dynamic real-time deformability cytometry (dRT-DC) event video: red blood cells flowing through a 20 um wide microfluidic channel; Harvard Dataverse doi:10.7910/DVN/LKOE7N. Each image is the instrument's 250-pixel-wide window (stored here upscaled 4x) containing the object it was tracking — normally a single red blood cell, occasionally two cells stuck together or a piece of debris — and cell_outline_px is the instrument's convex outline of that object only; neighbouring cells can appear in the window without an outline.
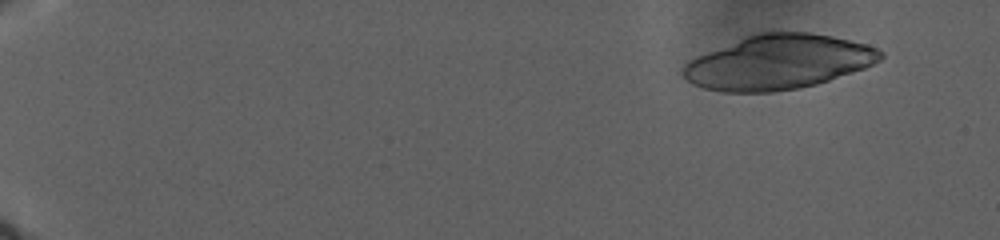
{"species": "human", "species_latin": "Homo sapiens", "temperature_condition": "warm", "stored_images_in_passage": 28, "camera_frame_rate_fps": 3000, "um_per_image_px": 0.085, "donor": {"sex": "male"}, "frame": {"image": 1, "passage_image": 1, "time_ms": 0.0, "image_size_px": [1000, 240], "cell_outline_px": [[884, 56], [880, 60], [864, 68], [816, 84], [800, 88], [772, 92], [724, 92], [704, 88], [692, 84], [680, 72], [684, 64], [688, 60], [696, 56], [748, 36], [760, 32], [812, 32], [832, 36], [868, 44], [884, 52]], "centroid_in_image_um": [66.15, 5.28], "position_along_channel_um": 18.8, "area_um2": 62.48}}
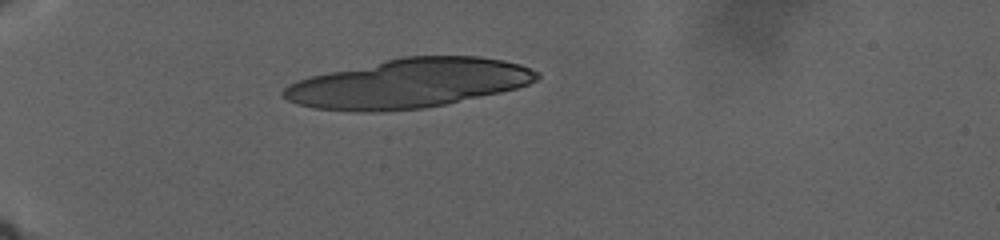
{"frame": {"image": 2, "passage_image": 17, "time_ms": 9.0, "image_size_px": [1000, 240], "cell_outline_px": [[540, 76], [536, 80], [528, 84], [516, 88], [500, 92], [444, 104], [424, 108], [372, 112], [360, 112], [316, 108], [300, 104], [288, 100], [280, 92], [288, 84], [296, 80], [328, 72], [400, 56], [480, 56], [504, 60], [520, 64], [540, 72]], "centroid_in_image_um": [34.74, 7.08], "position_along_channel_um": 50.3, "area_um2": 72.37}}